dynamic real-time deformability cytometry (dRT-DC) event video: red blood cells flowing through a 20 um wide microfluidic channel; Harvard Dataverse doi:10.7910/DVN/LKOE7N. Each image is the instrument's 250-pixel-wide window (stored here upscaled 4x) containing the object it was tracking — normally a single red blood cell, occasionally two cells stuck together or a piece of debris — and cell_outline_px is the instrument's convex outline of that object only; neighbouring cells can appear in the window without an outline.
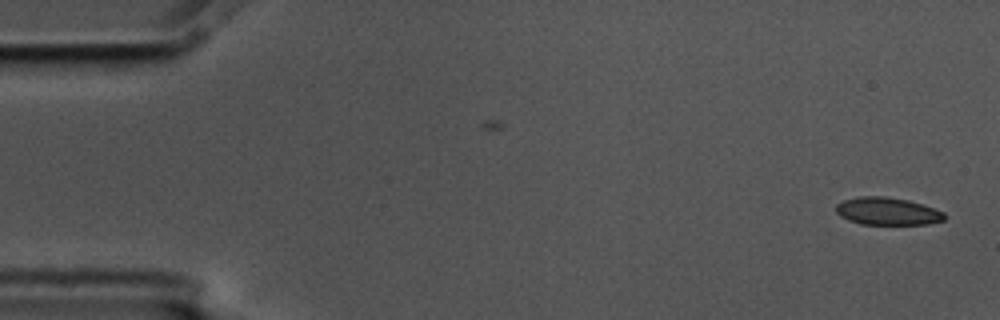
{"species": "common noctule bat (a hibernating species)", "species_latin": "Nyctalus noctula", "temperature_condition": "cold", "stored_images_in_passage": 3, "camera_frame_rate_fps": 3000, "um_per_image_px": 0.085, "animal": {"sex": "male", "body_mass_g": 17.5, "forearm_length_mm": 52.3}, "frame": {"image": 1, "passage_image": 1, "time_ms": 0.0, "image_size_px": [1000, 320], "cell_outline_px": [[944, 220], [928, 224], [860, 224], [848, 220], [840, 216], [836, 212], [836, 204], [844, 200], [860, 196], [884, 196], [908, 200], [944, 212]], "centroid_in_image_um": [75.39, 17.96], "position_along_channel_um": 9.6, "area_um2": 17.28}}